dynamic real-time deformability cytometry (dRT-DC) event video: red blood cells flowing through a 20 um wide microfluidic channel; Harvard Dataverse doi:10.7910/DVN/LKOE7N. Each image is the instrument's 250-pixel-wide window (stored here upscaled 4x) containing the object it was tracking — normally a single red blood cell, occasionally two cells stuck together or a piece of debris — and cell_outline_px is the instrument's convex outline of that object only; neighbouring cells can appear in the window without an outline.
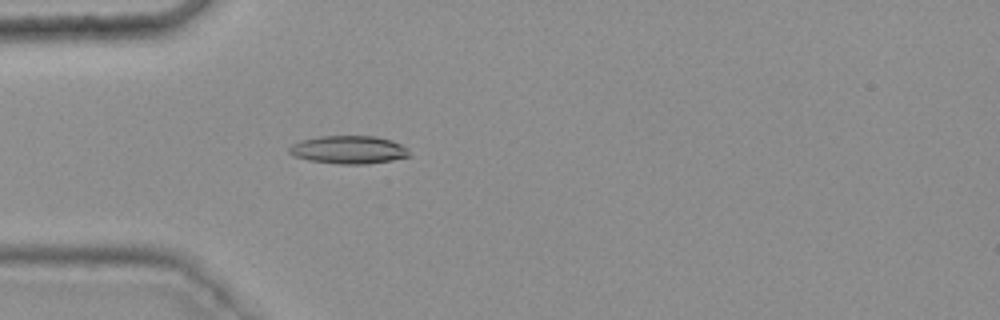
{"species": "common noctule bat (a hibernating species)", "species_latin": "Nyctalus noctula", "temperature_condition": "warm", "stored_images_in_passage": 33, "camera_frame_rate_fps": 3000, "um_per_image_px": 0.085, "animal": {"sex": "female", "body_mass_g": 25.1}, "frame": {"image": 1, "passage_image": 1, "time_ms": 0.0, "image_size_px": [1000, 320], "cell_outline_px": [[412, 156], [392, 160], [368, 164], [336, 164], [308, 160], [292, 156], [288, 152], [288, 148], [292, 144], [304, 140], [320, 136], [376, 136], [392, 140], [408, 148]], "centroid_in_image_um": [29.66, 12.74], "position_along_channel_um": 55.3, "area_um2": 19.83}}
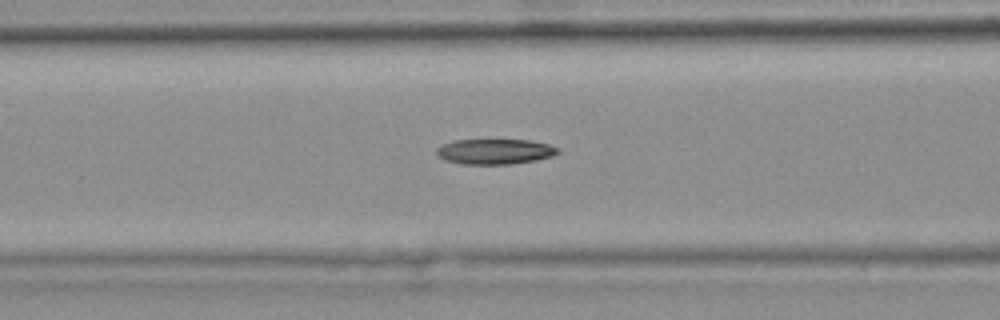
{"frame": {"image": 2, "passage_image": 7, "time_ms": 2.0, "image_size_px": [1000, 320], "cell_outline_px": [[560, 152], [552, 156], [536, 160], [512, 164], [460, 164], [444, 160], [436, 152], [436, 148], [452, 140], [532, 140], [548, 144], [560, 148]], "centroid_in_image_um": [42.08, 12.88], "position_along_channel_um": 124.5, "area_um2": 17.98}}
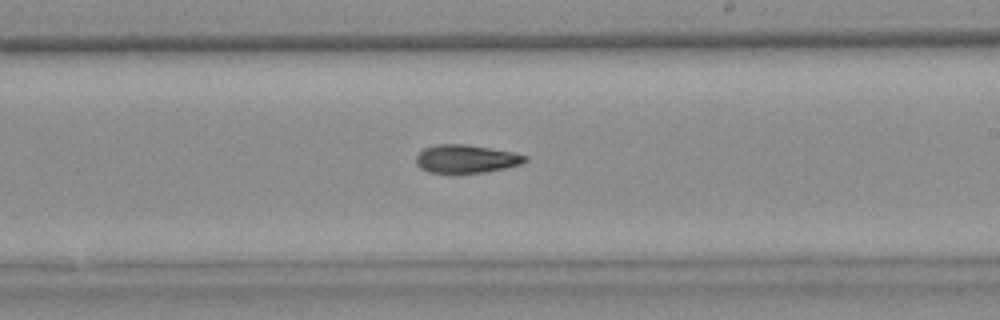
{"frame": {"image": 3, "passage_image": 17, "time_ms": 5.333, "image_size_px": [1000, 320], "cell_outline_px": [[528, 160], [520, 164], [504, 168], [484, 172], [428, 172], [420, 168], [416, 164], [416, 156], [424, 148], [436, 144], [464, 144], [512, 152], [528, 156]], "centroid_in_image_um": [39.6, 13.49], "position_along_channel_um": 249.4, "area_um2": 17.63}}